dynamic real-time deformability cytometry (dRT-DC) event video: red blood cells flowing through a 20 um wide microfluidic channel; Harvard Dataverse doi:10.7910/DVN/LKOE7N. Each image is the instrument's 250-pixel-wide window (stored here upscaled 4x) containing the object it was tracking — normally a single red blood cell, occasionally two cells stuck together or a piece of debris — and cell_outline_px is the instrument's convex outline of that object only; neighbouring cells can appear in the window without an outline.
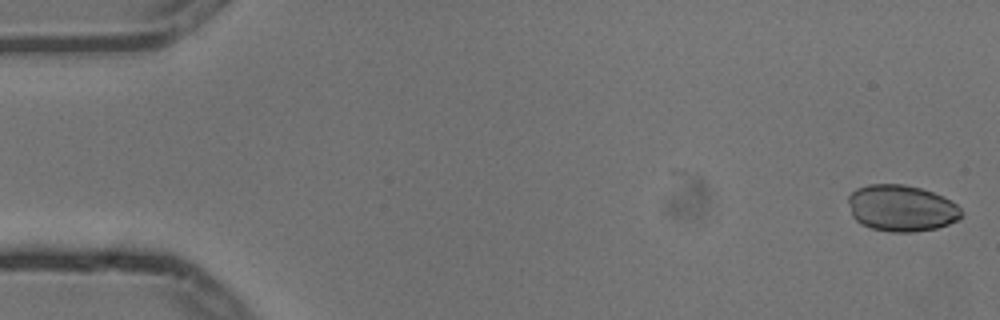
{"species": "common noctule bat (a hibernating species)", "species_latin": "Nyctalus noctula", "temperature_condition": "cold", "stored_images_in_passage": 5, "camera_frame_rate_fps": 3000, "um_per_image_px": 0.085, "animal": {"sex": "male", "body_mass_g": 13.3}, "frame": {"image": 1, "passage_image": 1, "time_ms": 0.0, "image_size_px": [1000, 320], "cell_outline_px": [[964, 216], [960, 220], [936, 228], [912, 232], [892, 232], [872, 228], [856, 220], [852, 216], [848, 200], [848, 196], [856, 188], [868, 184], [904, 184], [920, 188], [944, 196], [956, 204], [960, 208]], "centroid_in_image_um": [76.65, 17.69], "position_along_channel_um": 8.4, "area_um2": 30.69}}